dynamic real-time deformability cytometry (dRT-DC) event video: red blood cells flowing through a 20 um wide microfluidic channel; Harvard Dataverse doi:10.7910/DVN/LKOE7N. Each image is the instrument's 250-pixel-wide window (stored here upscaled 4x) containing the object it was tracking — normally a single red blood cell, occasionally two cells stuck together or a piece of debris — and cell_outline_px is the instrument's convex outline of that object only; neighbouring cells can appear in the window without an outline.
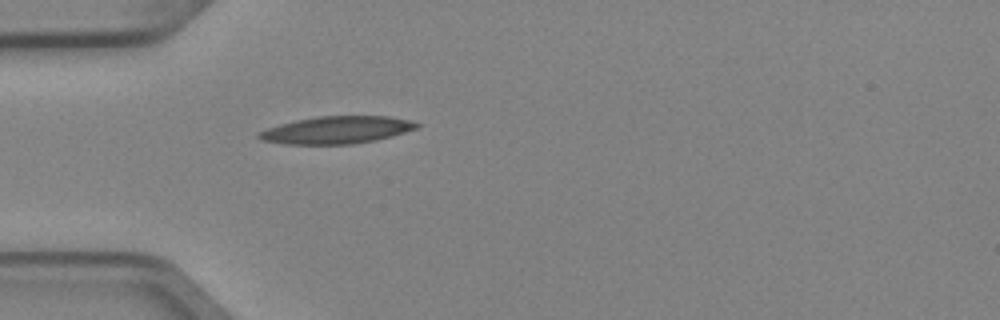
{"species": "Egyptian fruit bat (a non-hibernating species)", "species_latin": "Rousettus aegyptiacus", "temperature_condition": "cold", "stored_images_in_passage": 1, "camera_frame_rate_fps": 3000, "um_per_image_px": 0.085, "animal": {"sex": "female"}, "frame": {"image": 1, "passage_image": 1, "time_ms": 0.0, "image_size_px": [1000, 320], "cell_outline_px": [[420, 124], [416, 128], [392, 136], [376, 140], [352, 144], [284, 144], [260, 140], [256, 136], [256, 132], [280, 124], [296, 120], [320, 116], [388, 116], [408, 120]], "centroid_in_image_um": [28.56, 11.05], "position_along_channel_um": 56.4, "area_um2": 25.09}}